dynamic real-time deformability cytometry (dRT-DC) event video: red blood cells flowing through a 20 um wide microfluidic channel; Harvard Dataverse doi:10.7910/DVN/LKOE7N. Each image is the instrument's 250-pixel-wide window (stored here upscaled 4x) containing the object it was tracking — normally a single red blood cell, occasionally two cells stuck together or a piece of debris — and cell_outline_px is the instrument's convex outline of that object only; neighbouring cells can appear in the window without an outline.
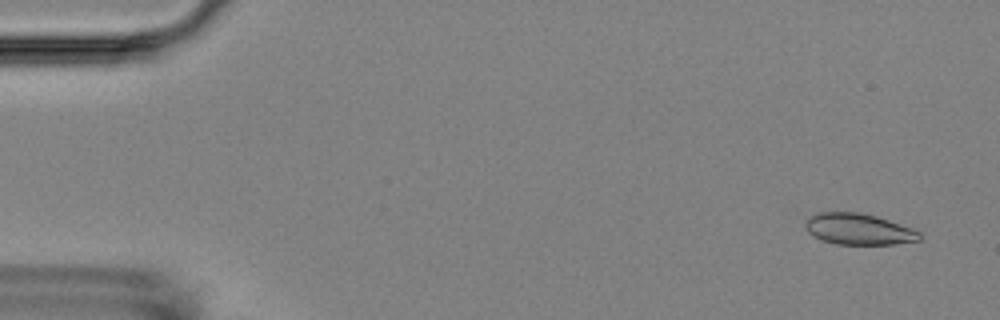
{"species": "Egyptian fruit bat (a non-hibernating species)", "species_latin": "Rousettus aegyptiacus", "temperature_condition": "room temperature", "stored_images_in_passage": 5, "camera_frame_rate_fps": 3000, "um_per_image_px": 0.085, "animal": {"sex": "female"}, "frame": {"image": 1, "passage_image": 1, "time_ms": 0.0, "image_size_px": [1000, 320], "cell_outline_px": [[920, 240], [896, 244], [836, 244], [824, 240], [808, 232], [804, 224], [812, 216], [820, 212], [860, 212], [876, 216], [912, 228], [920, 232]], "centroid_in_image_um": [73.01, 19.47], "position_along_channel_um": 12.0, "area_um2": 20.46}}